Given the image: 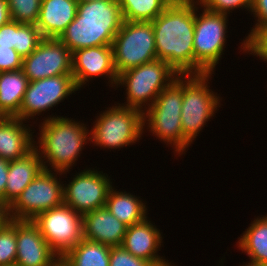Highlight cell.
Segmentation results:
<instances>
[{
    "mask_svg": "<svg viewBox=\"0 0 267 266\" xmlns=\"http://www.w3.org/2000/svg\"><path fill=\"white\" fill-rule=\"evenodd\" d=\"M157 59L194 75L195 0H173L153 21Z\"/></svg>",
    "mask_w": 267,
    "mask_h": 266,
    "instance_id": "6da1fadb",
    "label": "cell"
},
{
    "mask_svg": "<svg viewBox=\"0 0 267 266\" xmlns=\"http://www.w3.org/2000/svg\"><path fill=\"white\" fill-rule=\"evenodd\" d=\"M118 0L78 2L75 19L58 38L71 52L112 45L123 24Z\"/></svg>",
    "mask_w": 267,
    "mask_h": 266,
    "instance_id": "7a4b0ae2",
    "label": "cell"
},
{
    "mask_svg": "<svg viewBox=\"0 0 267 266\" xmlns=\"http://www.w3.org/2000/svg\"><path fill=\"white\" fill-rule=\"evenodd\" d=\"M84 125L63 116L44 118L37 138L39 146L35 144L44 169L66 174L72 168L84 145L88 143L86 141H90L89 130ZM46 163L52 168H48Z\"/></svg>",
    "mask_w": 267,
    "mask_h": 266,
    "instance_id": "3957f363",
    "label": "cell"
},
{
    "mask_svg": "<svg viewBox=\"0 0 267 266\" xmlns=\"http://www.w3.org/2000/svg\"><path fill=\"white\" fill-rule=\"evenodd\" d=\"M181 111L182 75H179L143 112L144 126L148 124L147 127L149 128L147 129H150L152 135L154 134L161 141L171 144L170 146L175 147V152L180 155L191 145L182 133Z\"/></svg>",
    "mask_w": 267,
    "mask_h": 266,
    "instance_id": "277c9868",
    "label": "cell"
},
{
    "mask_svg": "<svg viewBox=\"0 0 267 266\" xmlns=\"http://www.w3.org/2000/svg\"><path fill=\"white\" fill-rule=\"evenodd\" d=\"M178 76L167 62L160 59L126 70L118 75L116 83V87L126 86L127 104L122 105L144 112Z\"/></svg>",
    "mask_w": 267,
    "mask_h": 266,
    "instance_id": "5b68a950",
    "label": "cell"
},
{
    "mask_svg": "<svg viewBox=\"0 0 267 266\" xmlns=\"http://www.w3.org/2000/svg\"><path fill=\"white\" fill-rule=\"evenodd\" d=\"M211 75H182L181 125L183 136L190 143L214 116L221 100L207 85Z\"/></svg>",
    "mask_w": 267,
    "mask_h": 266,
    "instance_id": "8992f818",
    "label": "cell"
},
{
    "mask_svg": "<svg viewBox=\"0 0 267 266\" xmlns=\"http://www.w3.org/2000/svg\"><path fill=\"white\" fill-rule=\"evenodd\" d=\"M106 109L97 116L90 131V141L104 149L136 143L144 130L143 111L121 104Z\"/></svg>",
    "mask_w": 267,
    "mask_h": 266,
    "instance_id": "52a82bcc",
    "label": "cell"
},
{
    "mask_svg": "<svg viewBox=\"0 0 267 266\" xmlns=\"http://www.w3.org/2000/svg\"><path fill=\"white\" fill-rule=\"evenodd\" d=\"M197 5L198 0L195 1L194 75L213 74L225 48L228 15L205 8L198 15Z\"/></svg>",
    "mask_w": 267,
    "mask_h": 266,
    "instance_id": "ba28073f",
    "label": "cell"
},
{
    "mask_svg": "<svg viewBox=\"0 0 267 266\" xmlns=\"http://www.w3.org/2000/svg\"><path fill=\"white\" fill-rule=\"evenodd\" d=\"M111 46L117 75L157 59L152 22L124 21Z\"/></svg>",
    "mask_w": 267,
    "mask_h": 266,
    "instance_id": "9c48e42d",
    "label": "cell"
},
{
    "mask_svg": "<svg viewBox=\"0 0 267 266\" xmlns=\"http://www.w3.org/2000/svg\"><path fill=\"white\" fill-rule=\"evenodd\" d=\"M52 172L43 169L9 206L12 219L33 220L40 213L64 204V184L57 178L62 172Z\"/></svg>",
    "mask_w": 267,
    "mask_h": 266,
    "instance_id": "30bf717a",
    "label": "cell"
},
{
    "mask_svg": "<svg viewBox=\"0 0 267 266\" xmlns=\"http://www.w3.org/2000/svg\"><path fill=\"white\" fill-rule=\"evenodd\" d=\"M32 221L59 257L83 238V216L65 204L40 213Z\"/></svg>",
    "mask_w": 267,
    "mask_h": 266,
    "instance_id": "8fae6325",
    "label": "cell"
},
{
    "mask_svg": "<svg viewBox=\"0 0 267 266\" xmlns=\"http://www.w3.org/2000/svg\"><path fill=\"white\" fill-rule=\"evenodd\" d=\"M63 186L64 204L80 215L106 206L107 195L112 187L108 175L94 169H85L74 175Z\"/></svg>",
    "mask_w": 267,
    "mask_h": 266,
    "instance_id": "7c38bea8",
    "label": "cell"
},
{
    "mask_svg": "<svg viewBox=\"0 0 267 266\" xmlns=\"http://www.w3.org/2000/svg\"><path fill=\"white\" fill-rule=\"evenodd\" d=\"M78 91L73 75H58L29 82L20 106L15 116L23 121L30 117L50 110L62 100Z\"/></svg>",
    "mask_w": 267,
    "mask_h": 266,
    "instance_id": "4fadbf2b",
    "label": "cell"
},
{
    "mask_svg": "<svg viewBox=\"0 0 267 266\" xmlns=\"http://www.w3.org/2000/svg\"><path fill=\"white\" fill-rule=\"evenodd\" d=\"M22 70L30 82L58 75H72V52L57 38H43L23 58Z\"/></svg>",
    "mask_w": 267,
    "mask_h": 266,
    "instance_id": "5bb4252c",
    "label": "cell"
},
{
    "mask_svg": "<svg viewBox=\"0 0 267 266\" xmlns=\"http://www.w3.org/2000/svg\"><path fill=\"white\" fill-rule=\"evenodd\" d=\"M72 75L79 90L91 78L106 75L112 86L116 85L118 75L113 62L111 45H103L75 50L72 52Z\"/></svg>",
    "mask_w": 267,
    "mask_h": 266,
    "instance_id": "9a60e30c",
    "label": "cell"
},
{
    "mask_svg": "<svg viewBox=\"0 0 267 266\" xmlns=\"http://www.w3.org/2000/svg\"><path fill=\"white\" fill-rule=\"evenodd\" d=\"M16 241L18 266H49L59 257L32 220H16Z\"/></svg>",
    "mask_w": 267,
    "mask_h": 266,
    "instance_id": "2e32d148",
    "label": "cell"
},
{
    "mask_svg": "<svg viewBox=\"0 0 267 266\" xmlns=\"http://www.w3.org/2000/svg\"><path fill=\"white\" fill-rule=\"evenodd\" d=\"M161 243L160 230L146 217L127 227L121 246L133 256L152 262L155 266H169L171 262L158 255Z\"/></svg>",
    "mask_w": 267,
    "mask_h": 266,
    "instance_id": "e0dca14e",
    "label": "cell"
},
{
    "mask_svg": "<svg viewBox=\"0 0 267 266\" xmlns=\"http://www.w3.org/2000/svg\"><path fill=\"white\" fill-rule=\"evenodd\" d=\"M127 226L119 221L107 207L83 215V238L110 247L121 246Z\"/></svg>",
    "mask_w": 267,
    "mask_h": 266,
    "instance_id": "ac0fdd59",
    "label": "cell"
},
{
    "mask_svg": "<svg viewBox=\"0 0 267 266\" xmlns=\"http://www.w3.org/2000/svg\"><path fill=\"white\" fill-rule=\"evenodd\" d=\"M16 117H0V158L14 161L35 148L34 132Z\"/></svg>",
    "mask_w": 267,
    "mask_h": 266,
    "instance_id": "d6986e66",
    "label": "cell"
},
{
    "mask_svg": "<svg viewBox=\"0 0 267 266\" xmlns=\"http://www.w3.org/2000/svg\"><path fill=\"white\" fill-rule=\"evenodd\" d=\"M77 0H41L36 27L43 38H59L75 19Z\"/></svg>",
    "mask_w": 267,
    "mask_h": 266,
    "instance_id": "ffe728a7",
    "label": "cell"
},
{
    "mask_svg": "<svg viewBox=\"0 0 267 266\" xmlns=\"http://www.w3.org/2000/svg\"><path fill=\"white\" fill-rule=\"evenodd\" d=\"M43 169L44 166L36 148L24 157L9 162L5 203L10 206Z\"/></svg>",
    "mask_w": 267,
    "mask_h": 266,
    "instance_id": "44dd1931",
    "label": "cell"
},
{
    "mask_svg": "<svg viewBox=\"0 0 267 266\" xmlns=\"http://www.w3.org/2000/svg\"><path fill=\"white\" fill-rule=\"evenodd\" d=\"M29 82L22 69L0 72V117H15L19 113Z\"/></svg>",
    "mask_w": 267,
    "mask_h": 266,
    "instance_id": "7402d4cb",
    "label": "cell"
},
{
    "mask_svg": "<svg viewBox=\"0 0 267 266\" xmlns=\"http://www.w3.org/2000/svg\"><path fill=\"white\" fill-rule=\"evenodd\" d=\"M139 198L126 191H116L111 187L107 195L106 207L119 221L129 227L147 217L146 203Z\"/></svg>",
    "mask_w": 267,
    "mask_h": 266,
    "instance_id": "603a6c76",
    "label": "cell"
},
{
    "mask_svg": "<svg viewBox=\"0 0 267 266\" xmlns=\"http://www.w3.org/2000/svg\"><path fill=\"white\" fill-rule=\"evenodd\" d=\"M237 246L247 253L250 262L267 265V215L256 218L239 237Z\"/></svg>",
    "mask_w": 267,
    "mask_h": 266,
    "instance_id": "cb8c5ba5",
    "label": "cell"
},
{
    "mask_svg": "<svg viewBox=\"0 0 267 266\" xmlns=\"http://www.w3.org/2000/svg\"><path fill=\"white\" fill-rule=\"evenodd\" d=\"M110 249L108 245L82 238L62 258L69 266H109Z\"/></svg>",
    "mask_w": 267,
    "mask_h": 266,
    "instance_id": "d4e9b609",
    "label": "cell"
},
{
    "mask_svg": "<svg viewBox=\"0 0 267 266\" xmlns=\"http://www.w3.org/2000/svg\"><path fill=\"white\" fill-rule=\"evenodd\" d=\"M173 0H118L124 21L152 22Z\"/></svg>",
    "mask_w": 267,
    "mask_h": 266,
    "instance_id": "484cf974",
    "label": "cell"
},
{
    "mask_svg": "<svg viewBox=\"0 0 267 266\" xmlns=\"http://www.w3.org/2000/svg\"><path fill=\"white\" fill-rule=\"evenodd\" d=\"M12 21L36 25L40 13L41 0H7Z\"/></svg>",
    "mask_w": 267,
    "mask_h": 266,
    "instance_id": "4316f807",
    "label": "cell"
},
{
    "mask_svg": "<svg viewBox=\"0 0 267 266\" xmlns=\"http://www.w3.org/2000/svg\"><path fill=\"white\" fill-rule=\"evenodd\" d=\"M42 39L36 25L17 22V46L14 49L23 58L30 55Z\"/></svg>",
    "mask_w": 267,
    "mask_h": 266,
    "instance_id": "83f0119b",
    "label": "cell"
},
{
    "mask_svg": "<svg viewBox=\"0 0 267 266\" xmlns=\"http://www.w3.org/2000/svg\"><path fill=\"white\" fill-rule=\"evenodd\" d=\"M16 252V220L12 219V221L0 231V266L14 265Z\"/></svg>",
    "mask_w": 267,
    "mask_h": 266,
    "instance_id": "f1b7e54d",
    "label": "cell"
},
{
    "mask_svg": "<svg viewBox=\"0 0 267 266\" xmlns=\"http://www.w3.org/2000/svg\"><path fill=\"white\" fill-rule=\"evenodd\" d=\"M241 43V49L249 54L259 56L267 61V25L257 27L249 36H246Z\"/></svg>",
    "mask_w": 267,
    "mask_h": 266,
    "instance_id": "f546056e",
    "label": "cell"
},
{
    "mask_svg": "<svg viewBox=\"0 0 267 266\" xmlns=\"http://www.w3.org/2000/svg\"><path fill=\"white\" fill-rule=\"evenodd\" d=\"M199 6L205 8L208 11L220 13V14H230L234 8L242 9L243 7L249 12L251 11L253 0H198ZM232 10V11H231Z\"/></svg>",
    "mask_w": 267,
    "mask_h": 266,
    "instance_id": "4dcf8cb0",
    "label": "cell"
},
{
    "mask_svg": "<svg viewBox=\"0 0 267 266\" xmlns=\"http://www.w3.org/2000/svg\"><path fill=\"white\" fill-rule=\"evenodd\" d=\"M109 266H155L152 262L130 254L122 246L111 247Z\"/></svg>",
    "mask_w": 267,
    "mask_h": 266,
    "instance_id": "1f68e13d",
    "label": "cell"
},
{
    "mask_svg": "<svg viewBox=\"0 0 267 266\" xmlns=\"http://www.w3.org/2000/svg\"><path fill=\"white\" fill-rule=\"evenodd\" d=\"M23 57L15 49L0 46V72L22 69Z\"/></svg>",
    "mask_w": 267,
    "mask_h": 266,
    "instance_id": "d6a6232c",
    "label": "cell"
},
{
    "mask_svg": "<svg viewBox=\"0 0 267 266\" xmlns=\"http://www.w3.org/2000/svg\"><path fill=\"white\" fill-rule=\"evenodd\" d=\"M0 46L14 49L17 46V22L10 21L0 27Z\"/></svg>",
    "mask_w": 267,
    "mask_h": 266,
    "instance_id": "836d02e7",
    "label": "cell"
},
{
    "mask_svg": "<svg viewBox=\"0 0 267 266\" xmlns=\"http://www.w3.org/2000/svg\"><path fill=\"white\" fill-rule=\"evenodd\" d=\"M251 12L257 19L255 27L251 29L248 36L257 28L263 25H267V0H253Z\"/></svg>",
    "mask_w": 267,
    "mask_h": 266,
    "instance_id": "e575fe53",
    "label": "cell"
},
{
    "mask_svg": "<svg viewBox=\"0 0 267 266\" xmlns=\"http://www.w3.org/2000/svg\"><path fill=\"white\" fill-rule=\"evenodd\" d=\"M9 161L0 158V199L5 203V188L8 176Z\"/></svg>",
    "mask_w": 267,
    "mask_h": 266,
    "instance_id": "d590c367",
    "label": "cell"
},
{
    "mask_svg": "<svg viewBox=\"0 0 267 266\" xmlns=\"http://www.w3.org/2000/svg\"><path fill=\"white\" fill-rule=\"evenodd\" d=\"M11 221L10 207L0 199V231Z\"/></svg>",
    "mask_w": 267,
    "mask_h": 266,
    "instance_id": "8d00e7d4",
    "label": "cell"
},
{
    "mask_svg": "<svg viewBox=\"0 0 267 266\" xmlns=\"http://www.w3.org/2000/svg\"><path fill=\"white\" fill-rule=\"evenodd\" d=\"M11 21L7 0H0V27Z\"/></svg>",
    "mask_w": 267,
    "mask_h": 266,
    "instance_id": "74e56055",
    "label": "cell"
},
{
    "mask_svg": "<svg viewBox=\"0 0 267 266\" xmlns=\"http://www.w3.org/2000/svg\"><path fill=\"white\" fill-rule=\"evenodd\" d=\"M49 266H69L68 263L62 258L58 257L51 265Z\"/></svg>",
    "mask_w": 267,
    "mask_h": 266,
    "instance_id": "f35d334b",
    "label": "cell"
},
{
    "mask_svg": "<svg viewBox=\"0 0 267 266\" xmlns=\"http://www.w3.org/2000/svg\"><path fill=\"white\" fill-rule=\"evenodd\" d=\"M242 266H263V265L258 264V263H253V262H250V261H249V263H247V264H245V265H242Z\"/></svg>",
    "mask_w": 267,
    "mask_h": 266,
    "instance_id": "ab89813d",
    "label": "cell"
},
{
    "mask_svg": "<svg viewBox=\"0 0 267 266\" xmlns=\"http://www.w3.org/2000/svg\"><path fill=\"white\" fill-rule=\"evenodd\" d=\"M86 1H93V0H77V2H86Z\"/></svg>",
    "mask_w": 267,
    "mask_h": 266,
    "instance_id": "60d3db41",
    "label": "cell"
}]
</instances>
